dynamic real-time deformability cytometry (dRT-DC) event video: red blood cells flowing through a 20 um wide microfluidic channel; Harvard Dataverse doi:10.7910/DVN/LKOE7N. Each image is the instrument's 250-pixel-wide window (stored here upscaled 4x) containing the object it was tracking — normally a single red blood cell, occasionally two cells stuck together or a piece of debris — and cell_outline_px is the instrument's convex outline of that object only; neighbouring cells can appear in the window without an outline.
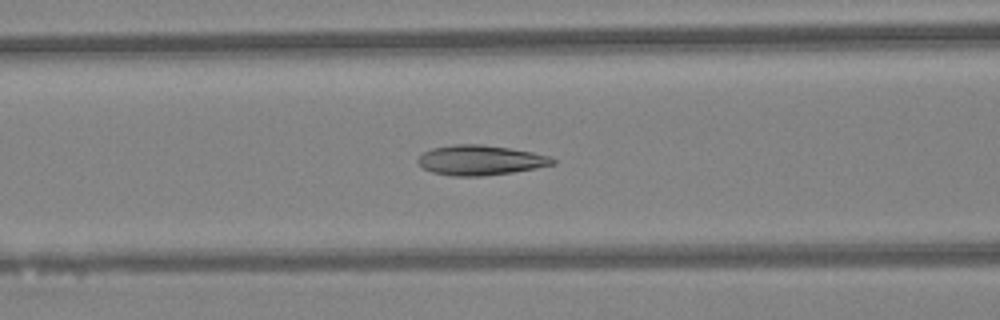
{"species": "Egyptian fruit bat (a non-hibernating species)", "species_latin": "Rousettus aegyptiacus", "temperature_condition": "warm", "stored_images_in_passage": 39, "camera_frame_rate_fps": 3000, "um_per_image_px": 0.085, "animal": {"sex": "female"}, "frame": {"image": 1, "passage_image": 11, "time_ms": 3.333, "image_size_px": [1000, 320], "cell_outline_px": [[556, 164], [536, 168], [512, 172], [484, 176], [452, 176], [432, 172], [424, 168], [416, 160], [424, 152], [432, 148], [456, 144], [480, 144], [508, 148], [532, 152], [552, 156], [556, 160]], "centroid_in_image_um": [40.86, 13.62], "position_along_channel_um": 125.7, "area_um2": 23.47}}
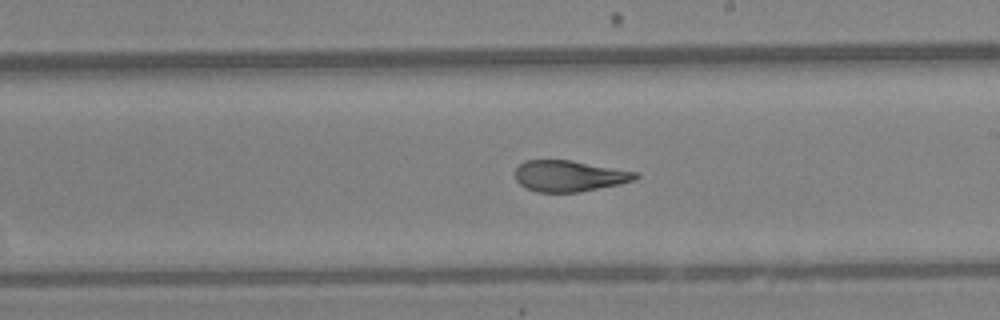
{"frame": {"image": 2, "passage_image": 19, "time_ms": 6.0, "image_size_px": [1000, 320], "cell_outline_px": [[640, 176], [636, 180], [620, 184], [580, 192], [536, 192], [524, 188], [516, 180], [516, 168], [524, 160], [572, 160], [636, 172]], "centroid_in_image_um": [48.38, 14.96], "position_along_channel_um": 240.6, "area_um2": 21.91}}
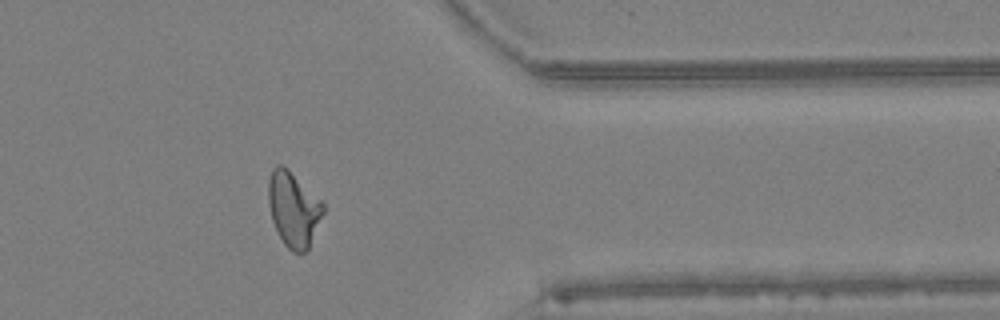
{"frame": {"image": 3, "passage_image": 30, "time_ms": 9.667, "image_size_px": [1000, 320], "cell_outline_px": [[324, 212], [308, 248], [304, 252], [292, 252], [284, 244], [272, 220], [268, 204], [268, 180], [272, 168], [276, 164], [280, 164], [288, 168], [324, 204]], "centroid_in_image_um": [24.92, 17.75], "position_along_channel_um": 386.5, "area_um2": 23.7}, "authors_computed_cell_mechanics": {"area_um2": 23.2356, "velocity_mm_per_s": 4.3313, "shape_relaxation_time_tau1_ms": 5.165, "shape_relaxation_time_tau2_ms": 1.2397, "deformation_change_tau1": 0.1741, "deformation_change_tau2": 0.0838}}